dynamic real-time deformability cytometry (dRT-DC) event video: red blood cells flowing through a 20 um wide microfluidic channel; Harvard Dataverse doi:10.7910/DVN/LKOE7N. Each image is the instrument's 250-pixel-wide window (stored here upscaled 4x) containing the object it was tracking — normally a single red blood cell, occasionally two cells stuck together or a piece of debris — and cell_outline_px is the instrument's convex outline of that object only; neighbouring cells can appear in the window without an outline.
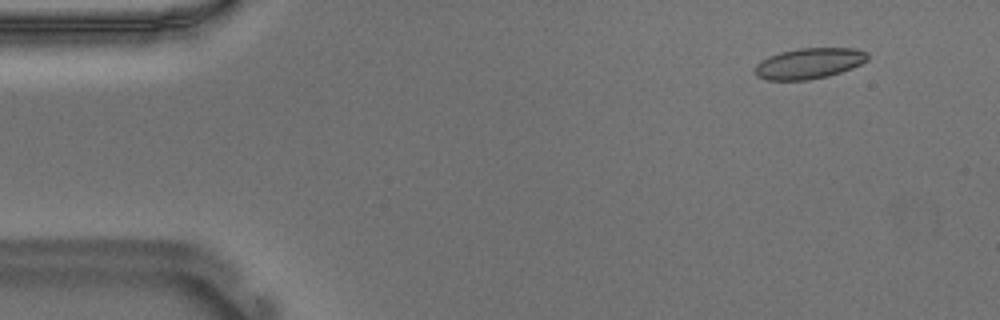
{"species": "Egyptian fruit bat (a non-hibernating species)", "species_latin": "Rousettus aegyptiacus", "temperature_condition": "warm", "stored_images_in_passage": 51, "camera_frame_rate_fps": 3000, "um_per_image_px": 0.085, "animal": {"sex": "male"}, "frame": {"image": 1, "passage_image": 2, "time_ms": 0.333, "image_size_px": [1000, 320], "cell_outline_px": [[868, 60], [852, 68], [828, 76], [808, 80], [768, 80], [756, 76], [752, 68], [760, 60], [768, 56], [780, 52], [800, 48], [852, 48], [868, 52]], "centroid_in_image_um": [68.73, 5.39], "position_along_channel_um": 16.3, "area_um2": 20.35}}
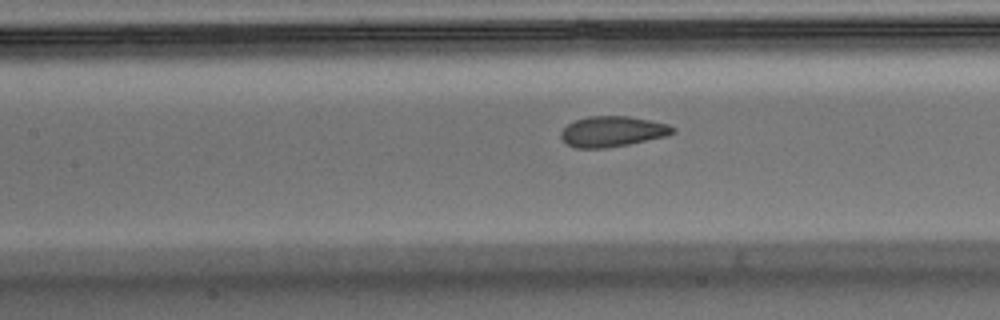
{"frame": {"image": 2, "passage_image": 21, "time_ms": 6.667, "image_size_px": [1000, 320], "cell_outline_px": [[676, 132], [664, 136], [628, 144], [604, 148], [576, 148], [564, 144], [560, 136], [560, 132], [568, 124], [576, 120], [588, 116], [628, 116], [668, 124], [676, 128]], "centroid_in_image_um": [52.01, 11.18], "position_along_channel_um": 155.4, "area_um2": 19.83}}
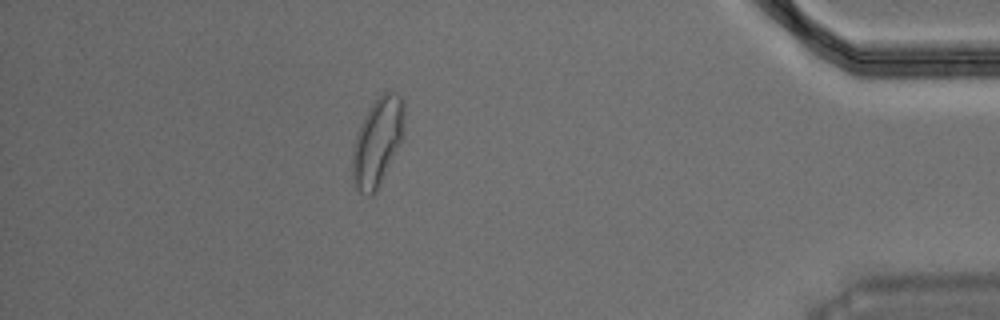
{"frame": {"image": 3, "passage_image": 45, "time_ms": 14.667, "image_size_px": [1000, 320], "cell_outline_px": [[404, 116], [400, 144], [376, 192], [372, 196], [368, 196], [360, 192], [356, 188], [352, 176], [352, 148], [360, 124], [364, 116], [372, 104], [384, 92], [392, 92], [400, 96], [404, 100]], "centroid_in_image_um": [32.06, 12.08], "position_along_channel_um": 403.1, "area_um2": 26.36}}